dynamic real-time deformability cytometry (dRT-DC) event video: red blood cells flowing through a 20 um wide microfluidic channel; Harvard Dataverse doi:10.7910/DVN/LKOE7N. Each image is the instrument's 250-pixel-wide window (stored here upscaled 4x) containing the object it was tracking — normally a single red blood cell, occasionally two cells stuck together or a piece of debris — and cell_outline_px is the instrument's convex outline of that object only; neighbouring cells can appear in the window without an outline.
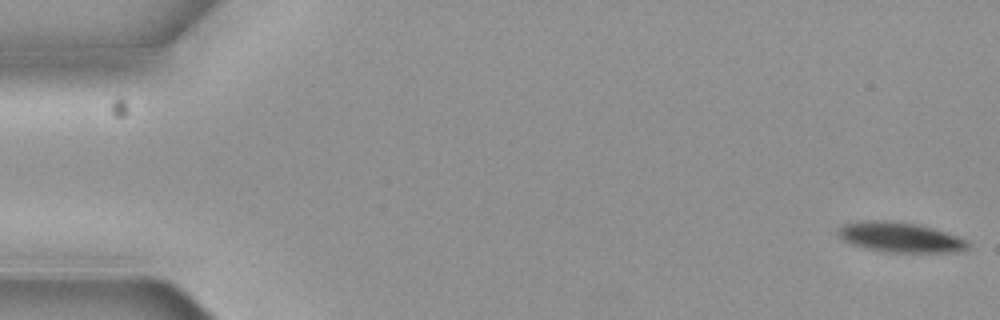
{"species": "common noctule bat (a hibernating species)", "species_latin": "Nyctalus noctula", "temperature_condition": "cold", "stored_images_in_passage": 4, "camera_frame_rate_fps": 3000, "um_per_image_px": 0.085, "animal": {"sex": "female", "body_mass_g": 19.3, "forearm_length_mm": 54.1}, "frame": {"image": 1, "passage_image": 1, "time_ms": 0.0, "image_size_px": [1000, 320], "cell_outline_px": [[968, 248], [948, 252], [888, 252], [868, 248], [852, 244], [844, 240], [836, 232], [844, 224], [864, 220], [892, 220], [916, 224], [932, 228], [968, 240]], "centroid_in_image_um": [76.48, 20.15], "position_along_channel_um": 8.5, "area_um2": 22.31}}